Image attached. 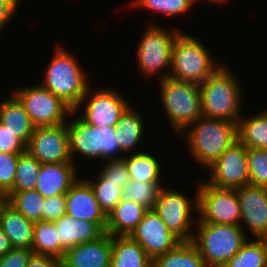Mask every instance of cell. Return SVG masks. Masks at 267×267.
Segmentation results:
<instances>
[{
  "label": "cell",
  "mask_w": 267,
  "mask_h": 267,
  "mask_svg": "<svg viewBox=\"0 0 267 267\" xmlns=\"http://www.w3.org/2000/svg\"><path fill=\"white\" fill-rule=\"evenodd\" d=\"M26 151L41 164L74 162L70 154L67 123L35 127Z\"/></svg>",
  "instance_id": "obj_11"
},
{
  "label": "cell",
  "mask_w": 267,
  "mask_h": 267,
  "mask_svg": "<svg viewBox=\"0 0 267 267\" xmlns=\"http://www.w3.org/2000/svg\"><path fill=\"white\" fill-rule=\"evenodd\" d=\"M45 70L42 87L62 99L74 112L82 106L81 100L88 89L84 70L77 59L64 48H57Z\"/></svg>",
  "instance_id": "obj_3"
},
{
  "label": "cell",
  "mask_w": 267,
  "mask_h": 267,
  "mask_svg": "<svg viewBox=\"0 0 267 267\" xmlns=\"http://www.w3.org/2000/svg\"><path fill=\"white\" fill-rule=\"evenodd\" d=\"M34 254L32 249L12 248L0 259V267H27L31 256Z\"/></svg>",
  "instance_id": "obj_42"
},
{
  "label": "cell",
  "mask_w": 267,
  "mask_h": 267,
  "mask_svg": "<svg viewBox=\"0 0 267 267\" xmlns=\"http://www.w3.org/2000/svg\"><path fill=\"white\" fill-rule=\"evenodd\" d=\"M129 236L145 250L152 260L174 249L181 242L153 210L145 213L142 221Z\"/></svg>",
  "instance_id": "obj_14"
},
{
  "label": "cell",
  "mask_w": 267,
  "mask_h": 267,
  "mask_svg": "<svg viewBox=\"0 0 267 267\" xmlns=\"http://www.w3.org/2000/svg\"><path fill=\"white\" fill-rule=\"evenodd\" d=\"M241 219L255 238L267 239V187L247 184L237 188Z\"/></svg>",
  "instance_id": "obj_15"
},
{
  "label": "cell",
  "mask_w": 267,
  "mask_h": 267,
  "mask_svg": "<svg viewBox=\"0 0 267 267\" xmlns=\"http://www.w3.org/2000/svg\"><path fill=\"white\" fill-rule=\"evenodd\" d=\"M249 184L267 187V149L247 148Z\"/></svg>",
  "instance_id": "obj_36"
},
{
  "label": "cell",
  "mask_w": 267,
  "mask_h": 267,
  "mask_svg": "<svg viewBox=\"0 0 267 267\" xmlns=\"http://www.w3.org/2000/svg\"><path fill=\"white\" fill-rule=\"evenodd\" d=\"M210 169V185L217 188L237 189L249 184L247 148L238 140L213 162Z\"/></svg>",
  "instance_id": "obj_12"
},
{
  "label": "cell",
  "mask_w": 267,
  "mask_h": 267,
  "mask_svg": "<svg viewBox=\"0 0 267 267\" xmlns=\"http://www.w3.org/2000/svg\"><path fill=\"white\" fill-rule=\"evenodd\" d=\"M192 204L183 193L163 187L153 211L174 236L181 242H189L196 234L191 232V217L192 210H198V195H195L194 205Z\"/></svg>",
  "instance_id": "obj_9"
},
{
  "label": "cell",
  "mask_w": 267,
  "mask_h": 267,
  "mask_svg": "<svg viewBox=\"0 0 267 267\" xmlns=\"http://www.w3.org/2000/svg\"><path fill=\"white\" fill-rule=\"evenodd\" d=\"M0 122L26 146L28 145L35 126L23 104L14 94L0 103Z\"/></svg>",
  "instance_id": "obj_22"
},
{
  "label": "cell",
  "mask_w": 267,
  "mask_h": 267,
  "mask_svg": "<svg viewBox=\"0 0 267 267\" xmlns=\"http://www.w3.org/2000/svg\"><path fill=\"white\" fill-rule=\"evenodd\" d=\"M0 199H5V196L0 192Z\"/></svg>",
  "instance_id": "obj_47"
},
{
  "label": "cell",
  "mask_w": 267,
  "mask_h": 267,
  "mask_svg": "<svg viewBox=\"0 0 267 267\" xmlns=\"http://www.w3.org/2000/svg\"><path fill=\"white\" fill-rule=\"evenodd\" d=\"M182 133L194 159L208 168L237 141V123L201 116Z\"/></svg>",
  "instance_id": "obj_1"
},
{
  "label": "cell",
  "mask_w": 267,
  "mask_h": 267,
  "mask_svg": "<svg viewBox=\"0 0 267 267\" xmlns=\"http://www.w3.org/2000/svg\"><path fill=\"white\" fill-rule=\"evenodd\" d=\"M148 211L144 206L121 200L107 216L106 233L111 236H129Z\"/></svg>",
  "instance_id": "obj_21"
},
{
  "label": "cell",
  "mask_w": 267,
  "mask_h": 267,
  "mask_svg": "<svg viewBox=\"0 0 267 267\" xmlns=\"http://www.w3.org/2000/svg\"><path fill=\"white\" fill-rule=\"evenodd\" d=\"M12 249L9 238L0 228V257L4 256Z\"/></svg>",
  "instance_id": "obj_45"
},
{
  "label": "cell",
  "mask_w": 267,
  "mask_h": 267,
  "mask_svg": "<svg viewBox=\"0 0 267 267\" xmlns=\"http://www.w3.org/2000/svg\"><path fill=\"white\" fill-rule=\"evenodd\" d=\"M134 6L145 7L168 16L184 14L195 4L194 0H134Z\"/></svg>",
  "instance_id": "obj_37"
},
{
  "label": "cell",
  "mask_w": 267,
  "mask_h": 267,
  "mask_svg": "<svg viewBox=\"0 0 267 267\" xmlns=\"http://www.w3.org/2000/svg\"><path fill=\"white\" fill-rule=\"evenodd\" d=\"M97 181L86 179L92 187L95 198L100 209L106 216L120 203L122 195V183L107 181V178L100 172Z\"/></svg>",
  "instance_id": "obj_34"
},
{
  "label": "cell",
  "mask_w": 267,
  "mask_h": 267,
  "mask_svg": "<svg viewBox=\"0 0 267 267\" xmlns=\"http://www.w3.org/2000/svg\"><path fill=\"white\" fill-rule=\"evenodd\" d=\"M65 214H66L65 194L45 198L43 220L54 222Z\"/></svg>",
  "instance_id": "obj_40"
},
{
  "label": "cell",
  "mask_w": 267,
  "mask_h": 267,
  "mask_svg": "<svg viewBox=\"0 0 267 267\" xmlns=\"http://www.w3.org/2000/svg\"><path fill=\"white\" fill-rule=\"evenodd\" d=\"M195 2H197V0H194ZM206 2H212V3H219L222 4L223 2H226V0H205Z\"/></svg>",
  "instance_id": "obj_46"
},
{
  "label": "cell",
  "mask_w": 267,
  "mask_h": 267,
  "mask_svg": "<svg viewBox=\"0 0 267 267\" xmlns=\"http://www.w3.org/2000/svg\"><path fill=\"white\" fill-rule=\"evenodd\" d=\"M61 261L51 256L33 254L27 267H60Z\"/></svg>",
  "instance_id": "obj_44"
},
{
  "label": "cell",
  "mask_w": 267,
  "mask_h": 267,
  "mask_svg": "<svg viewBox=\"0 0 267 267\" xmlns=\"http://www.w3.org/2000/svg\"><path fill=\"white\" fill-rule=\"evenodd\" d=\"M26 145L0 122V152L22 154Z\"/></svg>",
  "instance_id": "obj_41"
},
{
  "label": "cell",
  "mask_w": 267,
  "mask_h": 267,
  "mask_svg": "<svg viewBox=\"0 0 267 267\" xmlns=\"http://www.w3.org/2000/svg\"><path fill=\"white\" fill-rule=\"evenodd\" d=\"M222 66L199 84L202 116L237 123L241 114L240 83Z\"/></svg>",
  "instance_id": "obj_2"
},
{
  "label": "cell",
  "mask_w": 267,
  "mask_h": 267,
  "mask_svg": "<svg viewBox=\"0 0 267 267\" xmlns=\"http://www.w3.org/2000/svg\"><path fill=\"white\" fill-rule=\"evenodd\" d=\"M130 179L142 182H161V166L153 155L145 151L133 153L131 157H123Z\"/></svg>",
  "instance_id": "obj_29"
},
{
  "label": "cell",
  "mask_w": 267,
  "mask_h": 267,
  "mask_svg": "<svg viewBox=\"0 0 267 267\" xmlns=\"http://www.w3.org/2000/svg\"><path fill=\"white\" fill-rule=\"evenodd\" d=\"M247 240L241 249L222 267H265L267 239Z\"/></svg>",
  "instance_id": "obj_31"
},
{
  "label": "cell",
  "mask_w": 267,
  "mask_h": 267,
  "mask_svg": "<svg viewBox=\"0 0 267 267\" xmlns=\"http://www.w3.org/2000/svg\"><path fill=\"white\" fill-rule=\"evenodd\" d=\"M196 222L198 231L192 242L208 267H222L247 241L242 226Z\"/></svg>",
  "instance_id": "obj_5"
},
{
  "label": "cell",
  "mask_w": 267,
  "mask_h": 267,
  "mask_svg": "<svg viewBox=\"0 0 267 267\" xmlns=\"http://www.w3.org/2000/svg\"><path fill=\"white\" fill-rule=\"evenodd\" d=\"M34 224L5 200L0 204V228L9 238L12 248L32 249Z\"/></svg>",
  "instance_id": "obj_20"
},
{
  "label": "cell",
  "mask_w": 267,
  "mask_h": 267,
  "mask_svg": "<svg viewBox=\"0 0 267 267\" xmlns=\"http://www.w3.org/2000/svg\"><path fill=\"white\" fill-rule=\"evenodd\" d=\"M160 81L162 107L175 132L182 133L202 116L199 84L169 77Z\"/></svg>",
  "instance_id": "obj_6"
},
{
  "label": "cell",
  "mask_w": 267,
  "mask_h": 267,
  "mask_svg": "<svg viewBox=\"0 0 267 267\" xmlns=\"http://www.w3.org/2000/svg\"><path fill=\"white\" fill-rule=\"evenodd\" d=\"M77 180L74 162L42 164L35 190L44 198L63 195Z\"/></svg>",
  "instance_id": "obj_18"
},
{
  "label": "cell",
  "mask_w": 267,
  "mask_h": 267,
  "mask_svg": "<svg viewBox=\"0 0 267 267\" xmlns=\"http://www.w3.org/2000/svg\"><path fill=\"white\" fill-rule=\"evenodd\" d=\"M198 220L202 223L241 226V208L236 189L217 188L209 183L198 187Z\"/></svg>",
  "instance_id": "obj_8"
},
{
  "label": "cell",
  "mask_w": 267,
  "mask_h": 267,
  "mask_svg": "<svg viewBox=\"0 0 267 267\" xmlns=\"http://www.w3.org/2000/svg\"><path fill=\"white\" fill-rule=\"evenodd\" d=\"M162 188L161 182H142L130 179L122 190L121 200L134 201L148 210H153Z\"/></svg>",
  "instance_id": "obj_33"
},
{
  "label": "cell",
  "mask_w": 267,
  "mask_h": 267,
  "mask_svg": "<svg viewBox=\"0 0 267 267\" xmlns=\"http://www.w3.org/2000/svg\"><path fill=\"white\" fill-rule=\"evenodd\" d=\"M112 260V236L104 233L94 241L78 244L65 252L61 264L64 267H110Z\"/></svg>",
  "instance_id": "obj_17"
},
{
  "label": "cell",
  "mask_w": 267,
  "mask_h": 267,
  "mask_svg": "<svg viewBox=\"0 0 267 267\" xmlns=\"http://www.w3.org/2000/svg\"><path fill=\"white\" fill-rule=\"evenodd\" d=\"M152 267H208L192 241L180 242L174 249L153 260Z\"/></svg>",
  "instance_id": "obj_27"
},
{
  "label": "cell",
  "mask_w": 267,
  "mask_h": 267,
  "mask_svg": "<svg viewBox=\"0 0 267 267\" xmlns=\"http://www.w3.org/2000/svg\"><path fill=\"white\" fill-rule=\"evenodd\" d=\"M153 260L130 236H112L110 267H152Z\"/></svg>",
  "instance_id": "obj_23"
},
{
  "label": "cell",
  "mask_w": 267,
  "mask_h": 267,
  "mask_svg": "<svg viewBox=\"0 0 267 267\" xmlns=\"http://www.w3.org/2000/svg\"><path fill=\"white\" fill-rule=\"evenodd\" d=\"M89 89L88 87L81 100L82 104L85 101L87 103L80 118L91 126H116L120 116L130 106L129 102L117 91L110 90V88L97 89L88 100Z\"/></svg>",
  "instance_id": "obj_13"
},
{
  "label": "cell",
  "mask_w": 267,
  "mask_h": 267,
  "mask_svg": "<svg viewBox=\"0 0 267 267\" xmlns=\"http://www.w3.org/2000/svg\"><path fill=\"white\" fill-rule=\"evenodd\" d=\"M54 223L60 246L65 251L78 244L94 241L105 233L97 223L75 219L67 214L62 215Z\"/></svg>",
  "instance_id": "obj_19"
},
{
  "label": "cell",
  "mask_w": 267,
  "mask_h": 267,
  "mask_svg": "<svg viewBox=\"0 0 267 267\" xmlns=\"http://www.w3.org/2000/svg\"><path fill=\"white\" fill-rule=\"evenodd\" d=\"M20 0H0V30L13 18Z\"/></svg>",
  "instance_id": "obj_43"
},
{
  "label": "cell",
  "mask_w": 267,
  "mask_h": 267,
  "mask_svg": "<svg viewBox=\"0 0 267 267\" xmlns=\"http://www.w3.org/2000/svg\"><path fill=\"white\" fill-rule=\"evenodd\" d=\"M219 66L200 41L181 31L173 43L169 73H162L160 80L169 77L201 84Z\"/></svg>",
  "instance_id": "obj_4"
},
{
  "label": "cell",
  "mask_w": 267,
  "mask_h": 267,
  "mask_svg": "<svg viewBox=\"0 0 267 267\" xmlns=\"http://www.w3.org/2000/svg\"><path fill=\"white\" fill-rule=\"evenodd\" d=\"M5 201L15 210L20 212L26 219L33 222L43 220L45 198L36 190L5 194Z\"/></svg>",
  "instance_id": "obj_30"
},
{
  "label": "cell",
  "mask_w": 267,
  "mask_h": 267,
  "mask_svg": "<svg viewBox=\"0 0 267 267\" xmlns=\"http://www.w3.org/2000/svg\"><path fill=\"white\" fill-rule=\"evenodd\" d=\"M41 163L27 151L19 155L13 187L6 194L36 189Z\"/></svg>",
  "instance_id": "obj_32"
},
{
  "label": "cell",
  "mask_w": 267,
  "mask_h": 267,
  "mask_svg": "<svg viewBox=\"0 0 267 267\" xmlns=\"http://www.w3.org/2000/svg\"><path fill=\"white\" fill-rule=\"evenodd\" d=\"M237 140L246 148L267 149V111L237 122Z\"/></svg>",
  "instance_id": "obj_28"
},
{
  "label": "cell",
  "mask_w": 267,
  "mask_h": 267,
  "mask_svg": "<svg viewBox=\"0 0 267 267\" xmlns=\"http://www.w3.org/2000/svg\"><path fill=\"white\" fill-rule=\"evenodd\" d=\"M147 27L138 45L137 57L141 72L151 76L171 67L173 43L180 31L169 32L156 25Z\"/></svg>",
  "instance_id": "obj_10"
},
{
  "label": "cell",
  "mask_w": 267,
  "mask_h": 267,
  "mask_svg": "<svg viewBox=\"0 0 267 267\" xmlns=\"http://www.w3.org/2000/svg\"><path fill=\"white\" fill-rule=\"evenodd\" d=\"M19 155L0 152V192L3 195L13 187Z\"/></svg>",
  "instance_id": "obj_38"
},
{
  "label": "cell",
  "mask_w": 267,
  "mask_h": 267,
  "mask_svg": "<svg viewBox=\"0 0 267 267\" xmlns=\"http://www.w3.org/2000/svg\"><path fill=\"white\" fill-rule=\"evenodd\" d=\"M97 159L121 160L120 147L116 137V126H96ZM119 152V153H118ZM120 154L118 157L114 156Z\"/></svg>",
  "instance_id": "obj_35"
},
{
  "label": "cell",
  "mask_w": 267,
  "mask_h": 267,
  "mask_svg": "<svg viewBox=\"0 0 267 267\" xmlns=\"http://www.w3.org/2000/svg\"><path fill=\"white\" fill-rule=\"evenodd\" d=\"M66 214L79 220L97 223L106 231L107 216L100 209L92 187L85 180L78 179L67 191Z\"/></svg>",
  "instance_id": "obj_16"
},
{
  "label": "cell",
  "mask_w": 267,
  "mask_h": 267,
  "mask_svg": "<svg viewBox=\"0 0 267 267\" xmlns=\"http://www.w3.org/2000/svg\"><path fill=\"white\" fill-rule=\"evenodd\" d=\"M32 250L34 254L63 259L65 250L60 246L56 225L52 221H37L33 228Z\"/></svg>",
  "instance_id": "obj_25"
},
{
  "label": "cell",
  "mask_w": 267,
  "mask_h": 267,
  "mask_svg": "<svg viewBox=\"0 0 267 267\" xmlns=\"http://www.w3.org/2000/svg\"><path fill=\"white\" fill-rule=\"evenodd\" d=\"M71 158L75 153L86 158H97L96 126H91L79 116L67 123Z\"/></svg>",
  "instance_id": "obj_24"
},
{
  "label": "cell",
  "mask_w": 267,
  "mask_h": 267,
  "mask_svg": "<svg viewBox=\"0 0 267 267\" xmlns=\"http://www.w3.org/2000/svg\"><path fill=\"white\" fill-rule=\"evenodd\" d=\"M106 164L100 172L107 178V181L122 183L123 189L130 180L124 160H107Z\"/></svg>",
  "instance_id": "obj_39"
},
{
  "label": "cell",
  "mask_w": 267,
  "mask_h": 267,
  "mask_svg": "<svg viewBox=\"0 0 267 267\" xmlns=\"http://www.w3.org/2000/svg\"><path fill=\"white\" fill-rule=\"evenodd\" d=\"M139 115L129 106L116 124V137L121 153L131 152L141 141L144 124Z\"/></svg>",
  "instance_id": "obj_26"
},
{
  "label": "cell",
  "mask_w": 267,
  "mask_h": 267,
  "mask_svg": "<svg viewBox=\"0 0 267 267\" xmlns=\"http://www.w3.org/2000/svg\"><path fill=\"white\" fill-rule=\"evenodd\" d=\"M13 94L23 104L35 127L64 124L68 114L75 113L62 99L41 85L16 89Z\"/></svg>",
  "instance_id": "obj_7"
}]
</instances>
